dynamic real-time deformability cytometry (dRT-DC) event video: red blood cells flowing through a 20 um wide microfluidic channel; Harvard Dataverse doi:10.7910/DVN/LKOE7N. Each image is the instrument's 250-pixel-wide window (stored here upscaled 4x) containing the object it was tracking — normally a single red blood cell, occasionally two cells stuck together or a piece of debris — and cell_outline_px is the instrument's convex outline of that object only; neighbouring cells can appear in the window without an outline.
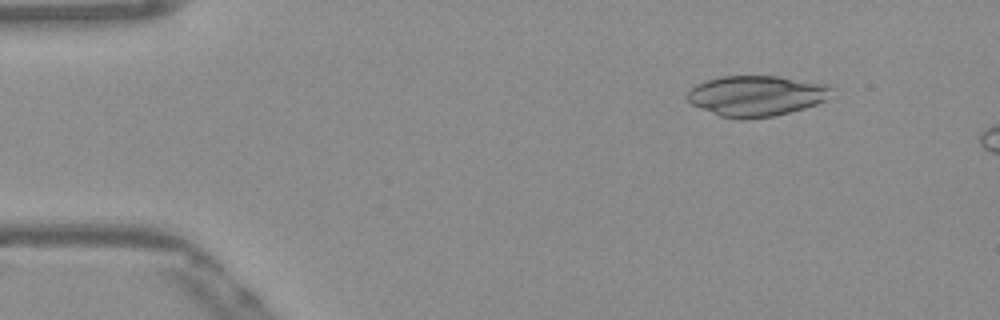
{"species": "Egyptian fruit bat (a non-hibernating species)", "species_latin": "Rousettus aegyptiacus", "temperature_condition": "warm", "stored_images_in_passage": 13, "camera_frame_rate_fps": 3000, "um_per_image_px": 0.085, "frame": {"image": 1, "passage_image": 6, "time_ms": 1.667, "image_size_px": [1000, 320], "cell_outline_px": [[832, 88], [824, 100], [816, 104], [804, 108], [772, 116], [748, 120], [740, 120], [720, 116], [692, 104], [684, 96], [696, 84], [708, 80], [724, 76], [780, 76], [832, 84]], "centroid_in_image_um": [64.29, 8.14], "position_along_channel_um": 20.7, "area_um2": 34.16}}